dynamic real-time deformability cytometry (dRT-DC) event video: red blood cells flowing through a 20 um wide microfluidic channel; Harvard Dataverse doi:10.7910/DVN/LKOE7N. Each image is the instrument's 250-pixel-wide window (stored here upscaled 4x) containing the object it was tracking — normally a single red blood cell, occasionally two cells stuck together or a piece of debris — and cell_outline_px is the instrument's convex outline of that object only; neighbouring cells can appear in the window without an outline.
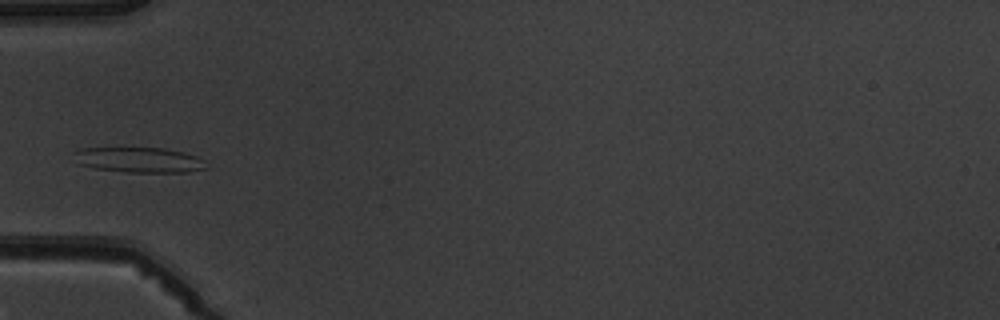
{"species": "common noctule bat (a hibernating species)", "species_latin": "Nyctalus noctula", "temperature_condition": "warm", "stored_images_in_passage": 3, "camera_frame_rate_fps": 3000, "um_per_image_px": 0.085, "animal": {"sex": "male", "body_mass_g": 19.5, "forearm_length_mm": 54.6}, "frame": {"image": 1, "passage_image": 3, "time_ms": 2.333, "image_size_px": [1000, 320], "cell_outline_px": [[208, 168], [188, 172], [128, 172], [92, 168], [80, 164], [72, 152], [80, 148], [164, 148], [184, 152], [196, 156], [204, 160]], "centroid_in_image_um": [11.84, 13.59], "position_along_channel_um": 73.2, "area_um2": 19.48}}